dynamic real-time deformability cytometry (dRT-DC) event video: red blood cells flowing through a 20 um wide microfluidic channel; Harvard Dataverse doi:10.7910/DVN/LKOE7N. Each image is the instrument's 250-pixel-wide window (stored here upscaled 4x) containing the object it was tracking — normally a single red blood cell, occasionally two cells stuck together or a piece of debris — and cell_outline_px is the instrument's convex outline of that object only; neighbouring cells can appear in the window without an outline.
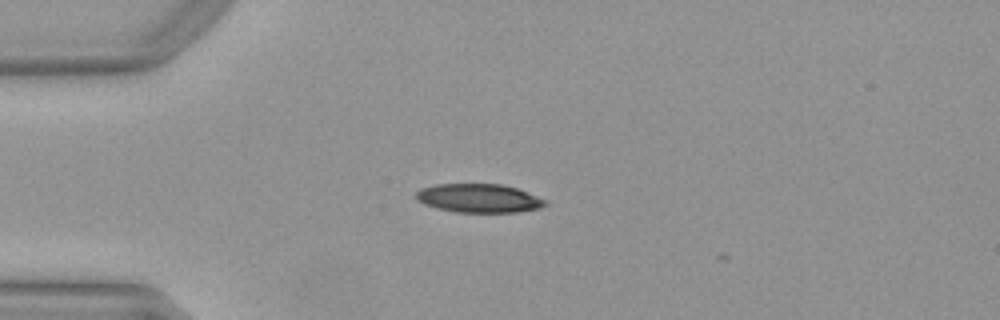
{"species": "Egyptian fruit bat (a non-hibernating species)", "species_latin": "Rousettus aegyptiacus", "temperature_condition": "warm", "stored_images_in_passage": 3, "camera_frame_rate_fps": 3000, "um_per_image_px": 0.085, "animal": {"sex": "female"}, "frame": {"image": 1, "passage_image": 2, "time_ms": 0.333, "image_size_px": [1000, 320], "cell_outline_px": [[548, 204], [540, 208], [516, 212], [456, 212], [436, 208], [424, 204], [416, 200], [416, 192], [420, 188], [436, 184], [504, 184], [528, 192], [548, 200]], "centroid_in_image_um": [40.71, 16.84], "position_along_channel_um": 44.3, "area_um2": 21.79}}